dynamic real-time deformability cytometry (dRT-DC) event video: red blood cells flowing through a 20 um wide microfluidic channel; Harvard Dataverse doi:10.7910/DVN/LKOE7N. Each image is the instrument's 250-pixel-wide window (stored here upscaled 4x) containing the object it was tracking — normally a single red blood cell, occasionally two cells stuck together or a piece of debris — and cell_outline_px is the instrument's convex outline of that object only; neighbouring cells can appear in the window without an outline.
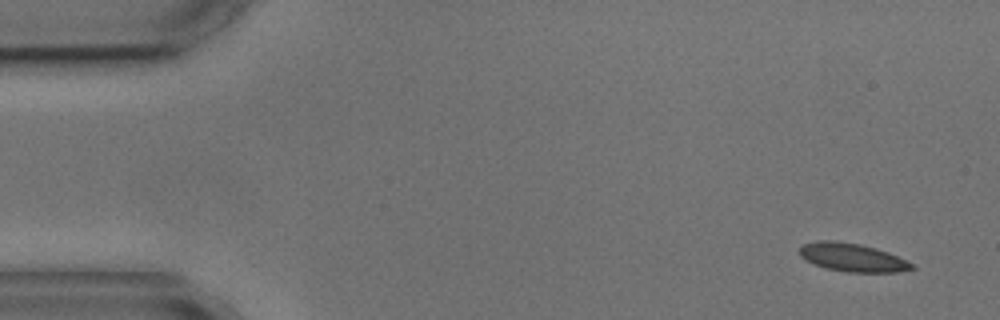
{"species": "common noctule bat (a hibernating species)", "species_latin": "Nyctalus noctula", "temperature_condition": "cold", "stored_images_in_passage": 9, "camera_frame_rate_fps": 3000, "um_per_image_px": 0.085, "animal": {"sex": "male", "body_mass_g": 17.9, "forearm_length_mm": 54.2}, "frame": {"image": 1, "passage_image": 1, "time_ms": 0.0, "image_size_px": [1000, 320], "cell_outline_px": [[916, 268], [896, 272], [848, 272], [824, 268], [804, 260], [800, 256], [800, 248], [804, 244], [820, 240], [836, 240], [860, 244], [876, 248], [888, 252], [912, 264]], "centroid_in_image_um": [72.41, 21.88], "position_along_channel_um": 12.6, "area_um2": 18.44}}